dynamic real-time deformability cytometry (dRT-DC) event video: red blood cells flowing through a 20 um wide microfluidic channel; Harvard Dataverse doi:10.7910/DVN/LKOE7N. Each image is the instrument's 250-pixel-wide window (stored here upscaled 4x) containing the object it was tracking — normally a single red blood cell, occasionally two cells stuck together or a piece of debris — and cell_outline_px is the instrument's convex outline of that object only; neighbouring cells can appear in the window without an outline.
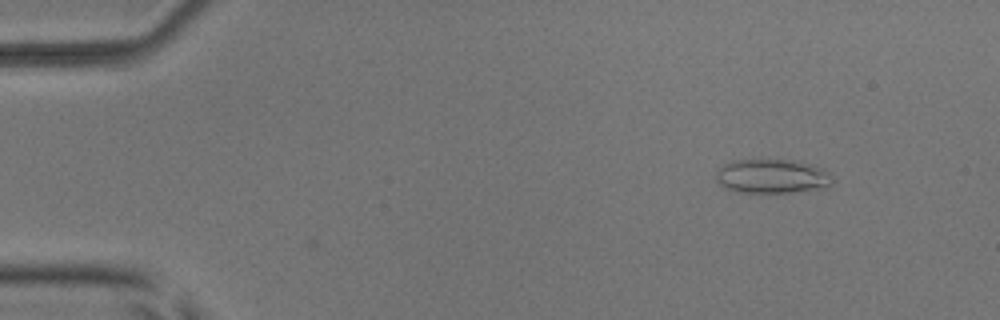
{"species": "common noctule bat (a hibernating species)", "species_latin": "Nyctalus noctula", "temperature_condition": "room temperature", "stored_images_in_passage": 6, "camera_frame_rate_fps": 3000, "um_per_image_px": 0.085, "animal": {"sex": "male", "body_mass_g": 17.9, "forearm_length_mm": 54.2}, "frame": {"image": 1, "passage_image": 6, "time_ms": 1.667, "image_size_px": [1000, 320], "cell_outline_px": [[832, 180], [828, 188], [792, 192], [736, 192], [724, 188], [716, 180], [716, 172], [724, 164], [732, 160], [788, 160], [812, 164], [832, 172]], "centroid_in_image_um": [65.65, 14.99], "position_along_channel_um": 19.4, "area_um2": 23.35}}